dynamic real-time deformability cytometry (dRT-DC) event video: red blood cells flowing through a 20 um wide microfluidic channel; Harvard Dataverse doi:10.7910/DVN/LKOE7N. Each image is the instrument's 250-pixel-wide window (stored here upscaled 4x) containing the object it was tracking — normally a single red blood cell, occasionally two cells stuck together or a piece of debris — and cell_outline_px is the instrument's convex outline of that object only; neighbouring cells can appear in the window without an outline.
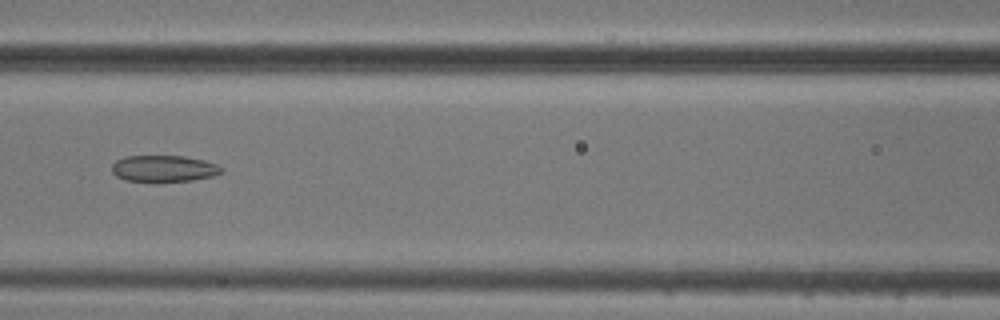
{"species": "common noctule bat (a hibernating species)", "species_latin": "Nyctalus noctula", "temperature_condition": "cold", "stored_images_in_passage": 6, "camera_frame_rate_fps": 3000, "um_per_image_px": 0.085, "animal": {"sex": "male", "body_mass_g": 20.5, "forearm_length_mm": 52.5}, "frame": {"image": 1, "passage_image": 6, "time_ms": 6.667, "image_size_px": [1000, 320], "cell_outline_px": [[224, 168], [220, 172], [212, 176], [192, 180], [128, 180], [116, 176], [112, 172], [112, 164], [116, 160], [124, 156], [184, 156], [204, 160], [216, 164]], "centroid_in_image_um": [13.91, 14.3], "position_along_channel_um": 152.7, "area_um2": 16.47}}